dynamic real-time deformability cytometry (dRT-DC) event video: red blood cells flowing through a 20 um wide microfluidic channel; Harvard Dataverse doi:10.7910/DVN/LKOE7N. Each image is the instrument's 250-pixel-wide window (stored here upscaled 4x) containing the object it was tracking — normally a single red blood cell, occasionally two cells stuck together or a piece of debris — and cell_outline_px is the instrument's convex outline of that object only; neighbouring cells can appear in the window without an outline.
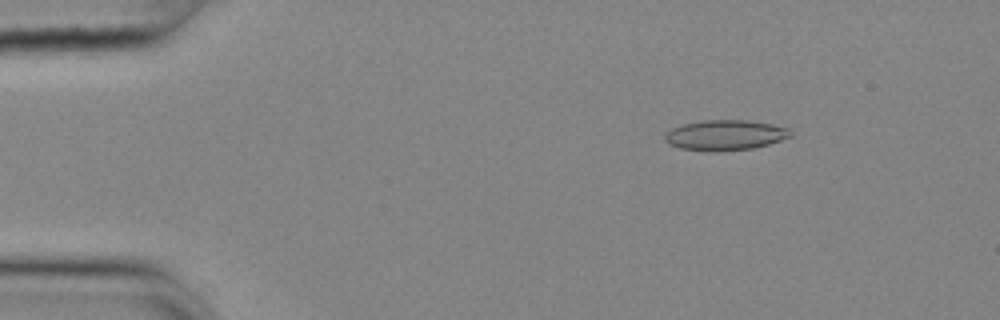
{"species": "common noctule bat (a hibernating species)", "species_latin": "Nyctalus noctula", "temperature_condition": "cold", "stored_images_in_passage": 55, "camera_frame_rate_fps": 3000, "um_per_image_px": 0.085, "animal": {"sex": "female", "body_mass_g": 25.1}, "frame": {"image": 1, "passage_image": 8, "time_ms": 2.333, "image_size_px": [1000, 320], "cell_outline_px": [[792, 136], [768, 144], [752, 148], [680, 148], [668, 144], [664, 140], [664, 132], [672, 128], [684, 124], [700, 120], [748, 120], [788, 128], [792, 132]], "centroid_in_image_um": [61.62, 11.43], "position_along_channel_um": 23.4, "area_um2": 21.15}}
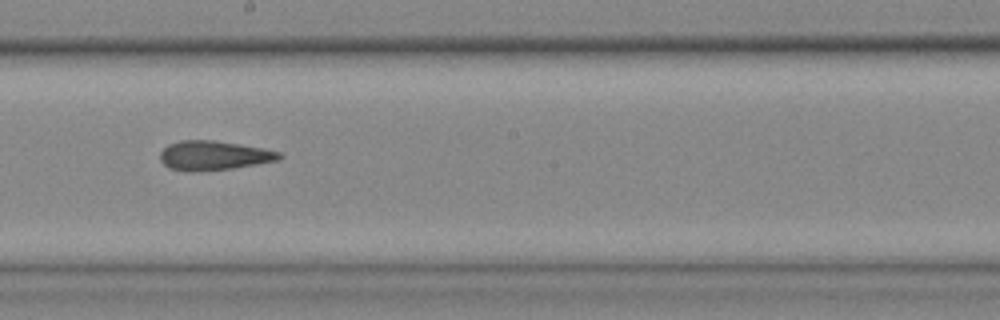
{"frame": {"image": 2, "passage_image": 31, "time_ms": 10.0, "image_size_px": [1000, 320], "cell_outline_px": [[284, 156], [280, 160], [232, 168], [168, 168], [160, 160], [160, 152], [168, 144], [180, 140], [212, 140], [264, 148], [280, 152]], "centroid_in_image_um": [18.23, 13.16], "position_along_channel_um": 230.0, "area_um2": 19.48}}
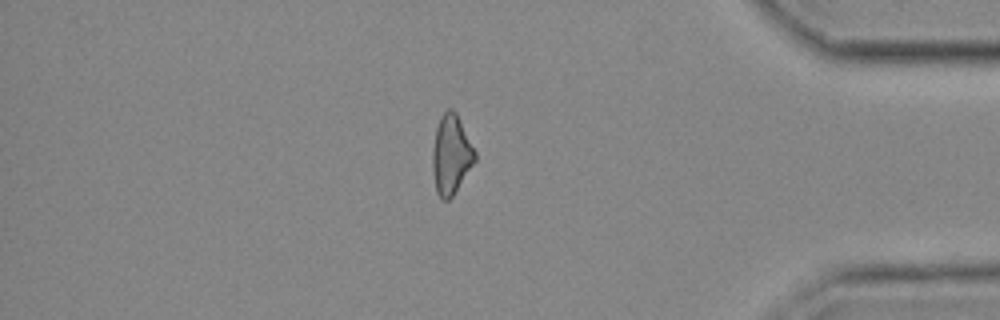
{"frame": {"image": 3, "passage_image": 47, "time_ms": 15.333, "image_size_px": [1000, 320], "cell_outline_px": [[476, 160], [452, 196], [448, 200], [444, 200], [436, 192], [432, 168], [432, 152], [436, 128], [440, 116], [448, 108], [452, 108], [456, 112], [476, 152]], "centroid_in_image_um": [38.33, 13.12], "position_along_channel_um": 396.9, "area_um2": 19.48}, "authors_computed_cell_mechanics": {"area_um2": 20.6346, "velocity_mm_per_s": 3.6952, "shape_relaxation_time_tau1_ms": null, "shape_relaxation_time_tau2_ms": 4.9617, "deformation_change_tau1": null, "deformation_change_tau2": 0.1448}}